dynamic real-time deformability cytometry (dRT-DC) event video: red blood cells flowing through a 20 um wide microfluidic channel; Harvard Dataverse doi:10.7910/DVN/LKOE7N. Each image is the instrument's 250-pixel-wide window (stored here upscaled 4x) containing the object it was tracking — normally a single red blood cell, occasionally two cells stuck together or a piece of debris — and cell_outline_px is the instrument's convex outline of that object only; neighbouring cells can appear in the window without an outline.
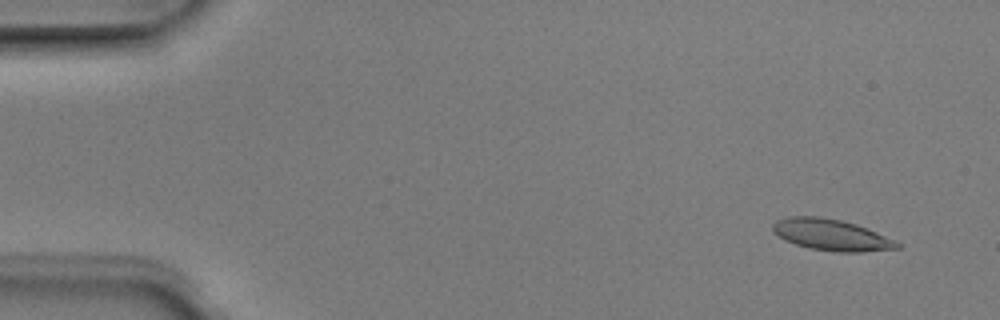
{"species": "Egyptian fruit bat (a non-hibernating species)", "species_latin": "Rousettus aegyptiacus", "temperature_condition": "room temperature", "stored_images_in_passage": 4, "camera_frame_rate_fps": 3000, "um_per_image_px": 0.085, "animal": {"sex": "male"}, "frame": {"image": 1, "passage_image": 1, "time_ms": 0.0, "image_size_px": [1000, 320], "cell_outline_px": [[904, 244], [900, 248], [860, 252], [832, 252], [808, 248], [784, 240], [772, 232], [772, 224], [776, 220], [788, 216], [820, 216], [840, 220], [856, 224], [896, 240]], "centroid_in_image_um": [70.65, 19.97], "position_along_channel_um": 14.3, "area_um2": 23.0}}
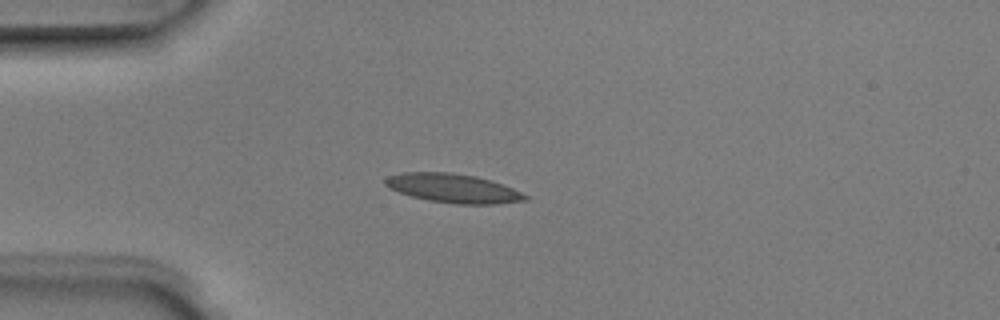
{"frame": {"image": 2, "passage_image": 4, "time_ms": 1.0, "image_size_px": [1000, 320], "cell_outline_px": [[528, 200], [496, 204], [456, 204], [428, 200], [412, 196], [400, 192], [384, 184], [384, 180], [388, 176], [404, 172], [452, 172], [476, 176], [512, 188], [528, 196]], "centroid_in_image_um": [38.52, 16.0], "position_along_channel_um": 46.5, "area_um2": 23.35}}